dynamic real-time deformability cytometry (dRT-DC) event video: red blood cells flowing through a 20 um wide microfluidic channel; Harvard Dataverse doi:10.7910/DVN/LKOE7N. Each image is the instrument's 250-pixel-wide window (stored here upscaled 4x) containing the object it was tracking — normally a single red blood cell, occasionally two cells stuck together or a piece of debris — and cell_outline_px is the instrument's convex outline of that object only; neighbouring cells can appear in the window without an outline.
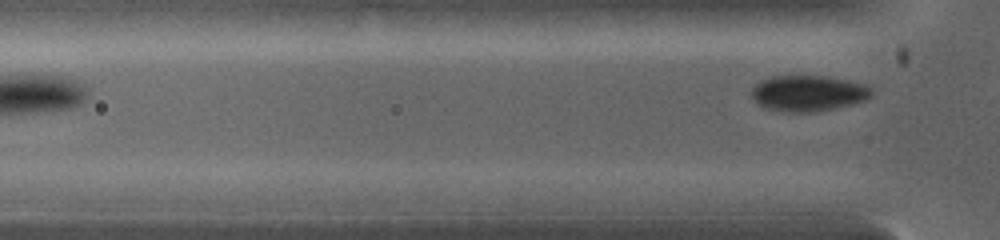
{"species": "common noctule bat (a hibernating species)", "species_latin": "Nyctalus noctula", "temperature_condition": "warm", "stored_images_in_passage": 2, "segment_of_instrument_passage": [2, 2], "camera_frame_rate_fps": 5000, "um_per_image_px": 0.085, "animal": {"sex": "female", "body_mass_g": 19.0, "forearm_length_mm": 53.3}, "frame": {"image": 1, "passage_image": 2, "time_ms": 1.0, "image_size_px": [1000, 240], "cell_outline_px": [[872, 96], [868, 100], [836, 108], [816, 112], [780, 112], [756, 104], [752, 96], [752, 88], [756, 84], [768, 76], [828, 76], [860, 84], [868, 88], [872, 92]], "centroid_in_image_um": [68.66, 7.94], "position_along_channel_um": 57.1, "area_um2": 25.09}}